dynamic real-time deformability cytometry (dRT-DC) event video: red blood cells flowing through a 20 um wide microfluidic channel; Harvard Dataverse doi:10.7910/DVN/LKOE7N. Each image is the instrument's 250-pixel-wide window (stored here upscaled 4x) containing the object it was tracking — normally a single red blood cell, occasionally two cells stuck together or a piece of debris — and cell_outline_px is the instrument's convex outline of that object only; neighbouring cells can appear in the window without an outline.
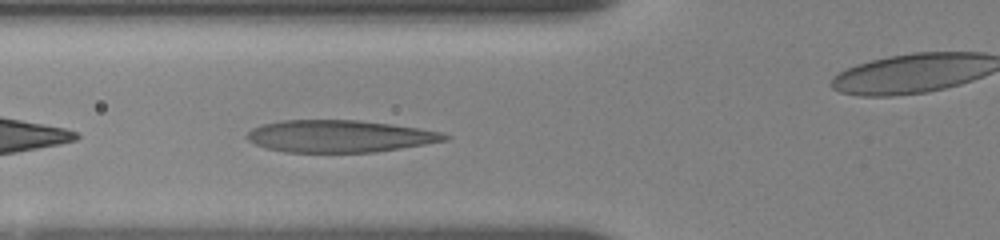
{"species": "human", "species_latin": "Homo sapiens", "temperature_condition": "room temperature", "stored_images_in_passage": 5, "segment_of_instrument_passage": [1, 2], "camera_frame_rate_fps": 3000, "um_per_image_px": 0.085, "donor": {"sex": "female"}, "frame": {"image": 1, "passage_image": 4, "time_ms": 1.667, "image_size_px": [1000, 240], "cell_outline_px": [[452, 136], [448, 140], [376, 152], [284, 152], [264, 148], [248, 140], [244, 136], [252, 128], [260, 124], [280, 120], [360, 120], [392, 124], [420, 128], [444, 132]], "centroid_in_image_um": [28.85, 11.57], "position_along_channel_um": 96.9, "area_um2": 37.4}}